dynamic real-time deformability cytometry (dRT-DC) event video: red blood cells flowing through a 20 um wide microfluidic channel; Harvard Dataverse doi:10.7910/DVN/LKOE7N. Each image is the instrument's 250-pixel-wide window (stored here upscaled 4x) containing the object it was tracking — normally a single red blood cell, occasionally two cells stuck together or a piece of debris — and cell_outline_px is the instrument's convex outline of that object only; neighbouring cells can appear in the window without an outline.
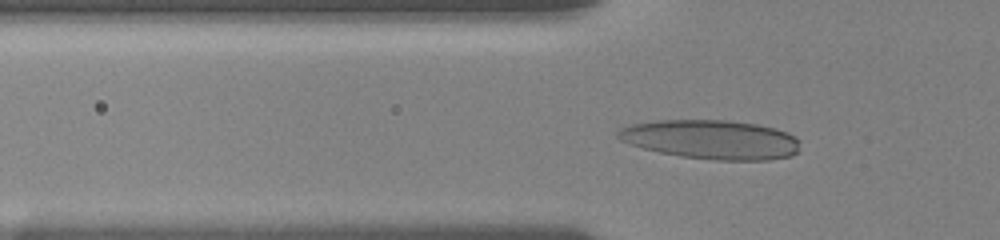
{"species": "human", "species_latin": "Homo sapiens", "temperature_condition": "room temperature", "stored_images_in_passage": 21, "camera_frame_rate_fps": 3000, "um_per_image_px": 0.085, "donor": {"sex": "female"}, "frame": {"image": 1, "passage_image": 7, "time_ms": 5.333, "image_size_px": [1000, 240], "cell_outline_px": [[800, 140], [796, 152], [792, 156], [768, 160], [716, 160], [680, 156], [660, 152], [644, 148], [620, 140], [616, 136], [616, 132], [620, 128], [632, 124], [656, 120], [728, 120], [756, 124], [776, 128], [788, 132]], "centroid_in_image_um": [60.47, 11.85], "position_along_channel_um": 65.3, "area_um2": 41.62}}
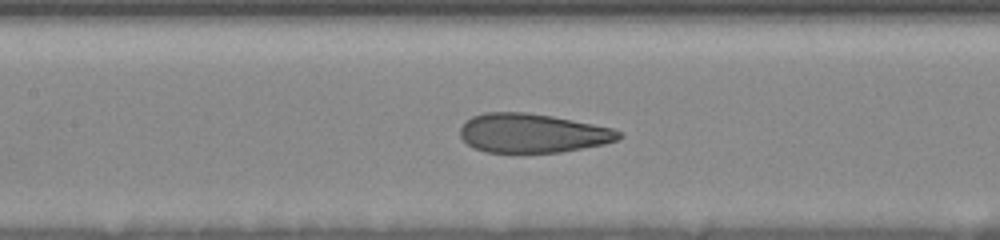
{"frame": {"image": 2, "passage_image": 14, "time_ms": 8.0, "image_size_px": [1000, 240], "cell_outline_px": [[624, 136], [616, 140], [604, 144], [560, 152], [516, 156], [484, 152], [468, 144], [460, 136], [460, 128], [464, 120], [472, 116], [484, 112], [528, 112], [552, 116], [612, 128], [620, 132]], "centroid_in_image_um": [45.19, 11.36], "position_along_channel_um": 162.2, "area_um2": 37.17}}
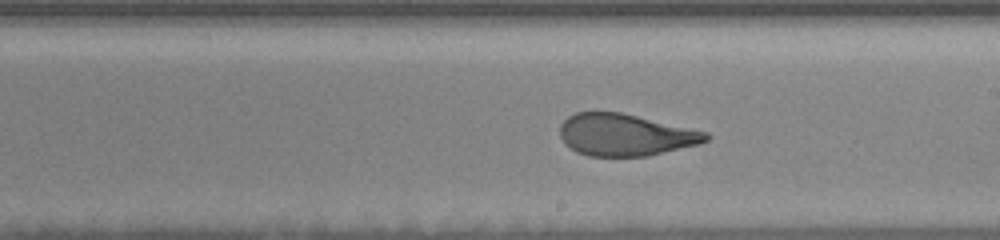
{"frame": {"image": 3, "passage_image": 19, "time_ms": 10.0, "image_size_px": [1000, 240], "cell_outline_px": [[712, 136], [708, 140], [700, 144], [648, 156], [588, 156], [576, 152], [564, 144], [560, 136], [560, 124], [568, 116], [576, 112], [620, 112], [708, 132]], "centroid_in_image_um": [53.15, 11.47], "position_along_channel_um": 235.9, "area_um2": 35.84}}